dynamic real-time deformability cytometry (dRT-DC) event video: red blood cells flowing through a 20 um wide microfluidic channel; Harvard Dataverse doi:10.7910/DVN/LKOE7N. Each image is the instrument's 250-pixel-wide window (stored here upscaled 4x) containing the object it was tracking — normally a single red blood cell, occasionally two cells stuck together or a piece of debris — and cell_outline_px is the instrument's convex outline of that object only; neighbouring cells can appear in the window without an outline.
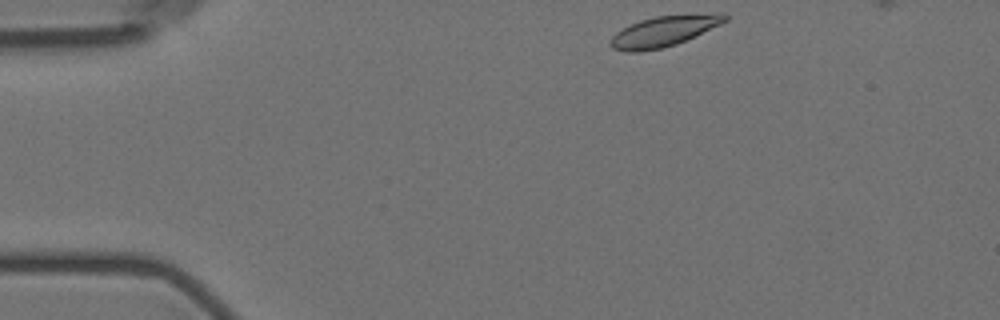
{"species": "Egyptian fruit bat (a non-hibernating species)", "species_latin": "Rousettus aegyptiacus", "temperature_condition": "room temperature", "stored_images_in_passage": 13, "camera_frame_rate_fps": 3000, "um_per_image_px": 0.085, "animal": {"sex": "female"}, "frame": {"image": 1, "passage_image": 1, "time_ms": 0.0, "image_size_px": [1000, 320], "cell_outline_px": [[728, 20], [720, 24], [676, 44], [660, 48], [640, 52], [628, 52], [612, 48], [608, 44], [608, 40], [616, 32], [640, 20], [656, 16], [720, 12], [724, 12], [728, 16]], "centroid_in_image_um": [56.42, 2.64], "position_along_channel_um": 28.6, "area_um2": 20.35}}
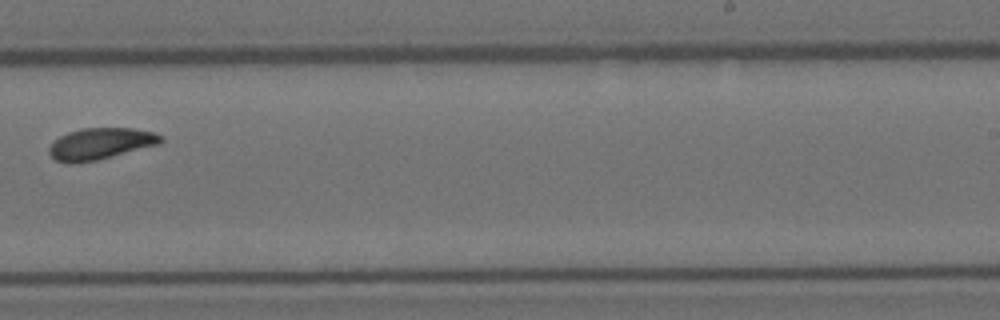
{"frame": {"image": 2, "passage_image": 8, "time_ms": 9.0, "image_size_px": [1000, 320], "cell_outline_px": [[164, 140], [160, 144], [96, 160], [72, 164], [68, 164], [56, 160], [48, 152], [48, 148], [60, 136], [68, 132], [80, 128], [132, 128], [156, 132]], "centroid_in_image_um": [8.54, 12.21], "position_along_channel_um": 280.5, "area_um2": 20.46}}
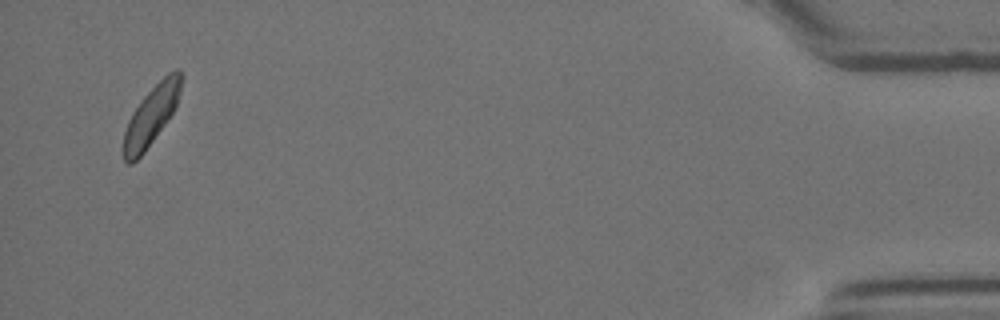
{"frame": {"image": 3, "passage_image": 13, "time_ms": 15.333, "image_size_px": [1000, 320], "cell_outline_px": [[184, 76], [180, 92], [176, 104], [172, 112], [164, 124], [144, 152], [132, 164], [128, 164], [124, 160], [120, 148], [124, 132], [128, 120], [132, 112], [144, 96], [168, 72], [176, 68], [180, 68]], "centroid_in_image_um": [12.83, 9.82], "position_along_channel_um": 422.4, "area_um2": 20.0}, "authors_computed_cell_mechanics": {"area_um2": 20.4612, "velocity_mm_per_s": 3.5024, "shape_relaxation_time_tau1_ms": 1.6951, "shape_relaxation_time_tau2_ms": null, "deformation_change_tau1": 0.0535, "deformation_change_tau2": null}}